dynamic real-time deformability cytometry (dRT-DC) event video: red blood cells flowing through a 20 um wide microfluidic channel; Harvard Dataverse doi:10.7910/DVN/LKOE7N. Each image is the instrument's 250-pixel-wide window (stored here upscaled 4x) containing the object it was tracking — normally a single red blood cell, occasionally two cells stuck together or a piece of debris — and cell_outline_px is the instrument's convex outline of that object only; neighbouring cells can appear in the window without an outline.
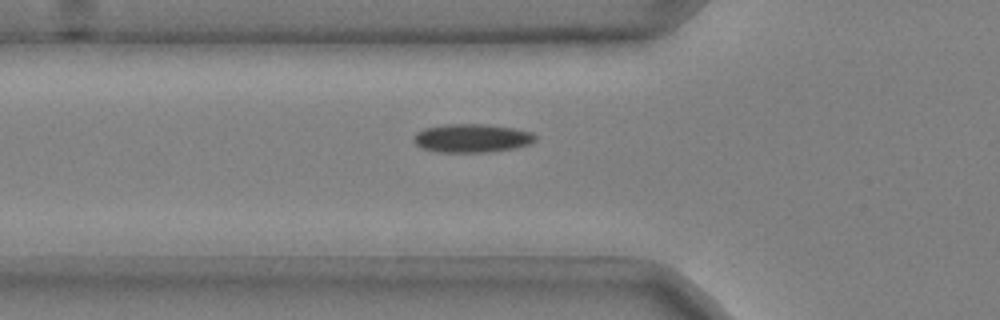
{"species": "common noctule bat (a hibernating species)", "species_latin": "Nyctalus noctula", "temperature_condition": "cold", "stored_images_in_passage": 39, "camera_frame_rate_fps": 3000, "um_per_image_px": 0.085, "animal": {"sex": "male", "body_mass_g": 20.4}, "frame": {"image": 1, "passage_image": 9, "time_ms": 2.667, "image_size_px": [1000, 320], "cell_outline_px": [[536, 140], [532, 144], [512, 148], [488, 152], [436, 152], [424, 148], [416, 144], [416, 132], [424, 128], [444, 124], [484, 124], [512, 128], [532, 132], [536, 136]], "centroid_in_image_um": [40.14, 11.74], "position_along_channel_um": 85.7, "area_um2": 20.06}}
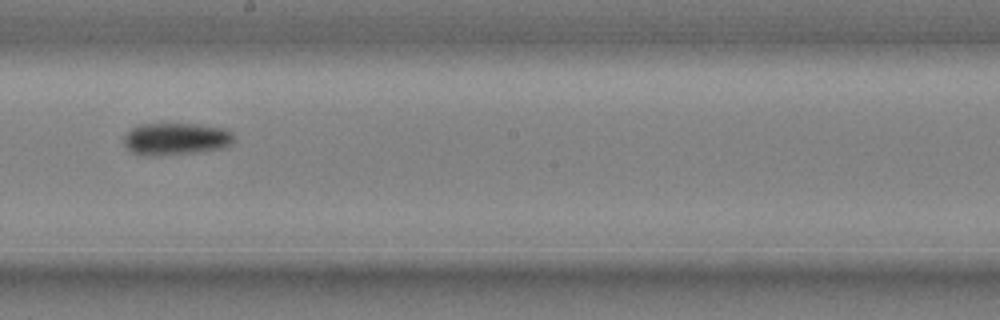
{"frame": {"image": 2, "passage_image": 21, "time_ms": 6.667, "image_size_px": [1000, 320], "cell_outline_px": [[236, 140], [232, 144], [224, 148], [200, 152], [152, 156], [132, 152], [124, 144], [124, 136], [136, 124], [196, 124], [228, 128], [232, 132]], "centroid_in_image_um": [15.02, 11.8], "position_along_channel_um": 233.2, "area_um2": 20.92}}
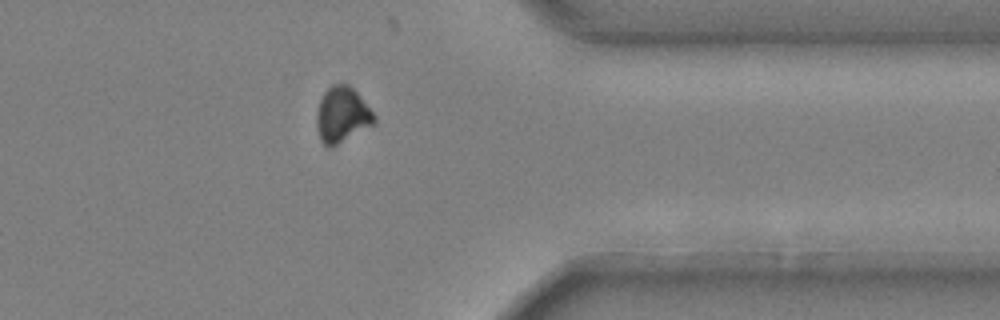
{"frame": {"image": 3, "passage_image": 34, "time_ms": 11.0, "image_size_px": [1000, 320], "cell_outline_px": [[376, 124], [332, 148], [328, 148], [320, 140], [316, 124], [316, 112], [320, 100], [324, 92], [332, 84], [348, 84], [356, 92], [376, 116]], "centroid_in_image_um": [29.08, 9.8], "position_along_channel_um": 382.3, "area_um2": 18.9}}